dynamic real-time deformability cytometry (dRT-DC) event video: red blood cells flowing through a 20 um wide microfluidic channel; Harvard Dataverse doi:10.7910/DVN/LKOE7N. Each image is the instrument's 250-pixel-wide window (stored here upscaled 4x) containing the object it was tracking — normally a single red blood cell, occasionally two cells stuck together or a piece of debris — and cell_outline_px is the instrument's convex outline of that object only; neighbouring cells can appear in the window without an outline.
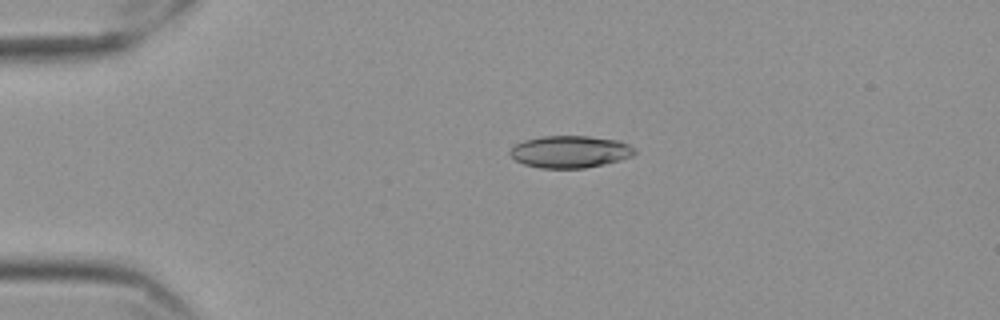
{"species": "Egyptian fruit bat (a non-hibernating species)", "species_latin": "Rousettus aegyptiacus", "temperature_condition": "cold", "stored_images_in_passage": 46, "camera_frame_rate_fps": 3000, "um_per_image_px": 0.085, "frame": {"image": 1, "passage_image": 2, "time_ms": 0.333, "image_size_px": [1000, 320], "cell_outline_px": [[636, 152], [632, 156], [620, 160], [604, 164], [584, 168], [540, 168], [524, 164], [516, 160], [508, 152], [516, 144], [524, 140], [544, 136], [588, 136], [620, 140], [636, 148]], "centroid_in_image_um": [48.49, 12.89], "position_along_channel_um": 36.5, "area_um2": 23.35}}
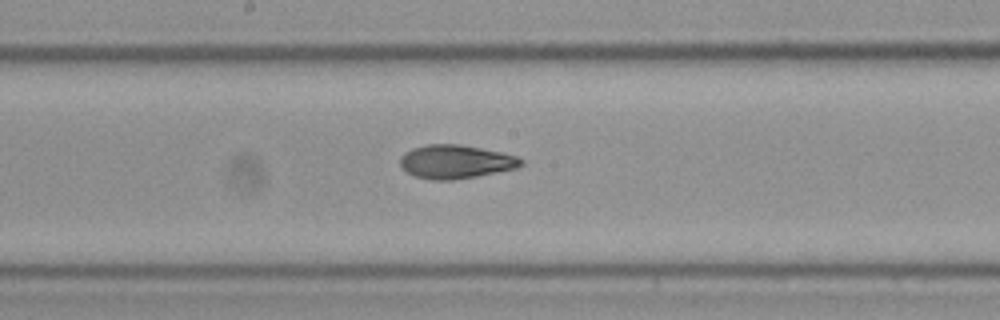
{"frame": {"image": 2, "passage_image": 20, "time_ms": 6.333, "image_size_px": [1000, 320], "cell_outline_px": [[524, 164], [516, 168], [476, 176], [452, 180], [436, 180], [416, 176], [408, 172], [400, 164], [400, 156], [404, 152], [412, 148], [428, 144], [460, 144], [500, 152], [516, 156], [524, 160]], "centroid_in_image_um": [38.73, 13.73], "position_along_channel_um": 209.5, "area_um2": 23.47}}
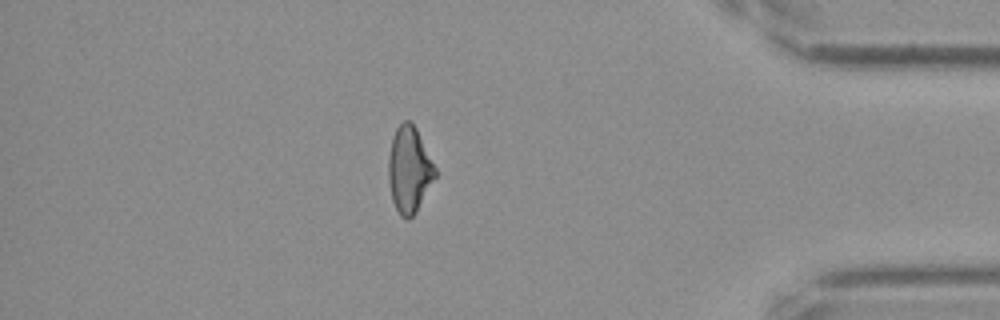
{"frame": {"image": 3, "passage_image": 39, "time_ms": 12.667, "image_size_px": [1000, 320], "cell_outline_px": [[436, 176], [416, 212], [408, 220], [400, 216], [392, 200], [388, 180], [388, 156], [392, 140], [396, 128], [404, 120], [408, 120], [416, 128], [436, 168]], "centroid_in_image_um": [34.77, 14.44], "position_along_channel_um": 400.4, "area_um2": 23.29}, "authors_computed_cell_mechanics": {"area_um2": 23.6113, "velocity_mm_per_s": 3.5572, "shape_relaxation_time_tau1_ms": 6.8382, "shape_relaxation_time_tau2_ms": 2.2957, "deformation_change_tau1": 0.1749, "deformation_change_tau2": 0.0868}}